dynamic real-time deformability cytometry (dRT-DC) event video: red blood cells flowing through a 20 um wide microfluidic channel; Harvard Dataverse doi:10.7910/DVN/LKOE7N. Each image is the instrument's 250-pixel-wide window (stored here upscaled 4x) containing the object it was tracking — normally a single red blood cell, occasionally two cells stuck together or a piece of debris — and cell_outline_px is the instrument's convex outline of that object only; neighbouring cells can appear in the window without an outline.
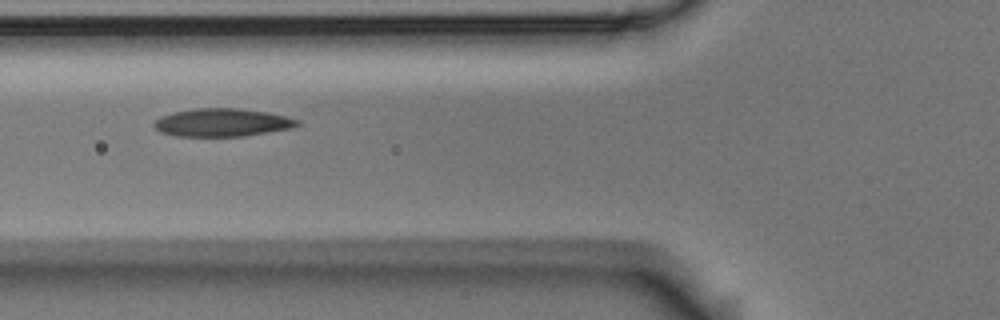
{"species": "Egyptian fruit bat (a non-hibernating species)", "species_latin": "Rousettus aegyptiacus", "temperature_condition": "room temperature", "stored_images_in_passage": 4, "camera_frame_rate_fps": 3000, "um_per_image_px": 0.085, "animal": {"sex": "male"}, "frame": {"image": 1, "passage_image": 2, "time_ms": 0.333, "image_size_px": [1000, 320], "cell_outline_px": [[300, 124], [292, 128], [244, 136], [176, 136], [160, 132], [152, 124], [160, 116], [172, 112], [196, 108], [236, 108], [268, 112], [300, 120]], "centroid_in_image_um": [18.87, 10.41], "position_along_channel_um": 106.9, "area_um2": 23.41}}
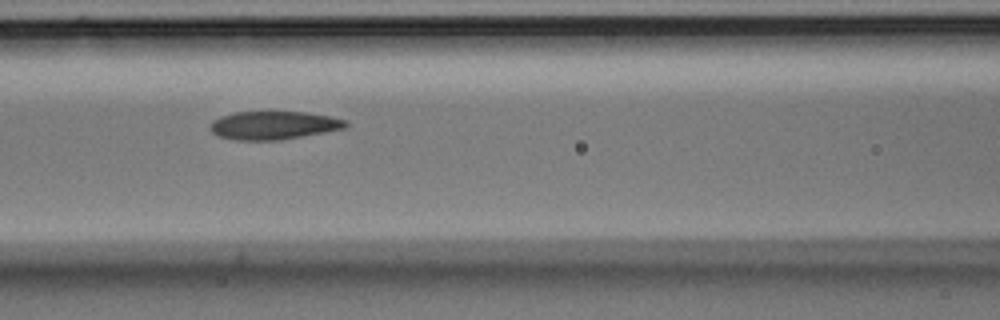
{"frame": {"image": 2, "passage_image": 3, "time_ms": 0.667, "image_size_px": [1000, 320], "cell_outline_px": [[348, 124], [344, 128], [324, 132], [280, 140], [236, 140], [220, 136], [212, 132], [208, 128], [212, 120], [220, 116], [232, 112], [304, 112], [328, 116], [348, 120]], "centroid_in_image_um": [23.22, 10.65], "position_along_channel_um": 143.4, "area_um2": 22.25}}
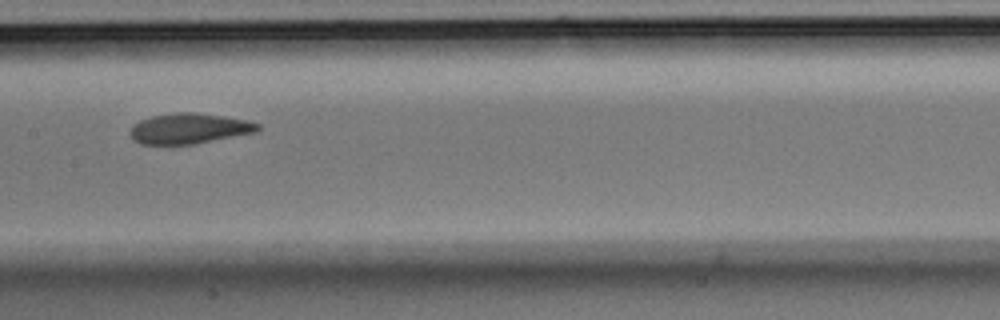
{"frame": {"image": 3, "passage_image": 4, "time_ms": 1.0, "image_size_px": [1000, 320], "cell_outline_px": [[260, 128], [256, 132], [192, 144], [140, 144], [132, 140], [128, 132], [140, 120], [152, 116], [176, 112], [196, 112], [224, 116], [248, 120], [260, 124]], "centroid_in_image_um": [16.07, 10.92], "position_along_channel_um": 191.3, "area_um2": 22.6}}